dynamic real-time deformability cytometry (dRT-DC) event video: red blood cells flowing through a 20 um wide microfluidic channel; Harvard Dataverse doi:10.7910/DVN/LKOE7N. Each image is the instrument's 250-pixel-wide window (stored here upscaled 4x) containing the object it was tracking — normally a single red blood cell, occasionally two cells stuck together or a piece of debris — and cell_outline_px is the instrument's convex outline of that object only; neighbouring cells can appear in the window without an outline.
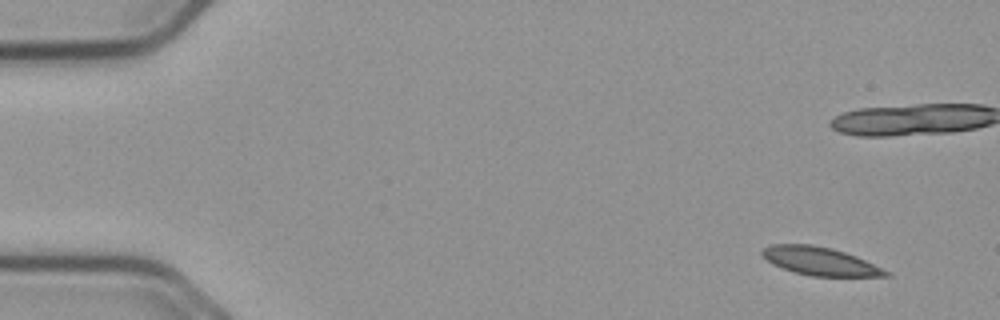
{"species": "common noctule bat (a hibernating species)", "species_latin": "Nyctalus noctula", "temperature_condition": "cold", "stored_images_in_passage": 11, "camera_frame_rate_fps": 3000, "um_per_image_px": 0.085, "animal": {"sex": "male", "body_mass_g": 23.1, "forearm_length_mm": 52.7}, "frame": {"image": 1, "passage_image": 4, "time_ms": 1.0, "image_size_px": [1000, 320], "cell_outline_px": [[892, 276], [812, 276], [792, 272], [772, 264], [760, 252], [764, 248], [772, 244], [812, 244], [832, 248], [856, 256], [888, 272]], "centroid_in_image_um": [69.65, 22.19], "position_along_channel_um": 15.4, "area_um2": 20.06}}